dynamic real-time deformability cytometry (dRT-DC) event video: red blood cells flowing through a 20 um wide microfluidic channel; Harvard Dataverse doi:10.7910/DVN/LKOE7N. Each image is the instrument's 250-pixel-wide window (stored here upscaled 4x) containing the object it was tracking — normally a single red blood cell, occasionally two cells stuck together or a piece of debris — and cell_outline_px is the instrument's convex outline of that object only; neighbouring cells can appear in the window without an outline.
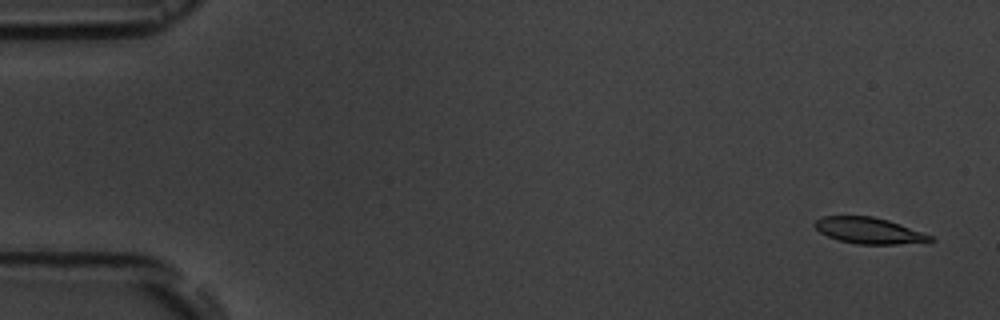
{"species": "common noctule bat (a hibernating species)", "species_latin": "Nyctalus noctula", "temperature_condition": "room temperature", "stored_images_in_passage": 5, "camera_frame_rate_fps": 3000, "um_per_image_px": 0.085, "animal": {"sex": "male", "body_mass_g": 19.5, "forearm_length_mm": 54.6}, "frame": {"image": 1, "passage_image": 1, "time_ms": 0.0, "image_size_px": [1000, 320], "cell_outline_px": [[936, 240], [896, 244], [856, 244], [840, 240], [828, 236], [820, 232], [812, 224], [820, 216], [872, 216], [888, 220], [900, 224], [932, 236]], "centroid_in_image_um": [73.81, 19.59], "position_along_channel_um": 11.2, "area_um2": 17.4}}